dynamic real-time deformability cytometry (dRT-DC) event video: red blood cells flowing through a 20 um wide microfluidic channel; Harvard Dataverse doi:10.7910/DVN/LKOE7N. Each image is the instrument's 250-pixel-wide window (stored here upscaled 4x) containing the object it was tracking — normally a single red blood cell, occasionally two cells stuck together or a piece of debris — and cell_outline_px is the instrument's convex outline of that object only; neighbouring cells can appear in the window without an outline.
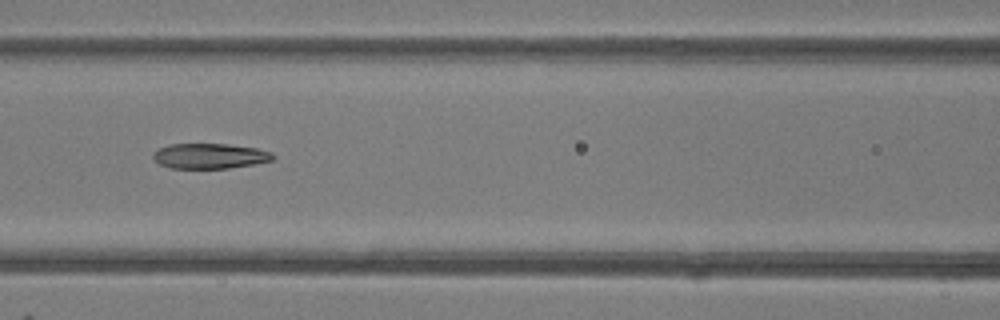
{"species": "common noctule bat (a hibernating species)", "species_latin": "Nyctalus noctula", "temperature_condition": "room temperature", "stored_images_in_passage": 7, "camera_frame_rate_fps": 3000, "um_per_image_px": 0.085, "animal": {"sex": "female"}, "frame": {"image": 1, "passage_image": 7, "time_ms": 6.667, "image_size_px": [1000, 320], "cell_outline_px": [[276, 156], [272, 160], [256, 164], [228, 168], [172, 168], [160, 164], [152, 156], [152, 152], [168, 144], [228, 144], [256, 148], [272, 152]], "centroid_in_image_um": [17.85, 13.25], "position_along_channel_um": 148.7, "area_um2": 17.63}}